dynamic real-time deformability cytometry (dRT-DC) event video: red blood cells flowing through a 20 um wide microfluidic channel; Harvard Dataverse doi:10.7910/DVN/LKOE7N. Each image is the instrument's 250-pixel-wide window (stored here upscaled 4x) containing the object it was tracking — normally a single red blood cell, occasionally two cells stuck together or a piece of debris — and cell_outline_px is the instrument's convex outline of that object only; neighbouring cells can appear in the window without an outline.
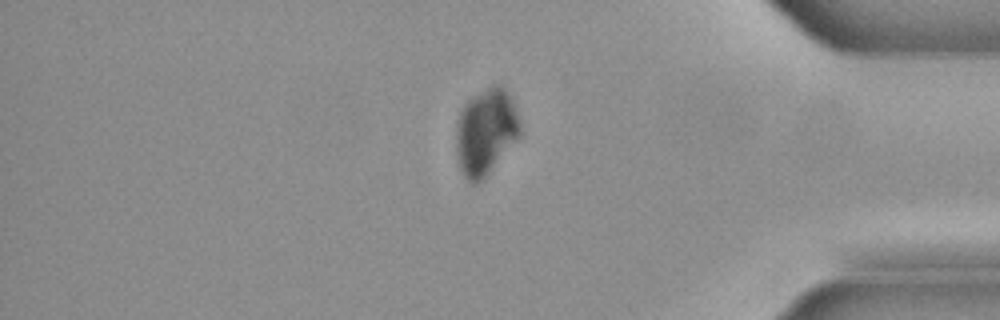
{"species": "common noctule bat (a hibernating species)", "species_latin": "Nyctalus noctula", "temperature_condition": "cold", "stored_images_in_passage": 47, "camera_frame_rate_fps": 3000, "um_per_image_px": 0.085, "animal": {"sex": "male", "body_mass_g": 21.5, "forearm_length_mm": 52.0}, "frame": {"image": 1, "passage_image": 40, "time_ms": 13.0, "image_size_px": [1000, 320], "cell_outline_px": [[520, 136], [488, 172], [476, 184], [472, 184], [464, 176], [460, 168], [456, 156], [456, 124], [460, 112], [464, 104], [468, 100], [492, 84], [500, 84], [512, 96], [516, 108], [520, 124]], "centroid_in_image_um": [41.28, 11.16], "position_along_channel_um": 393.9, "area_um2": 32.02}}
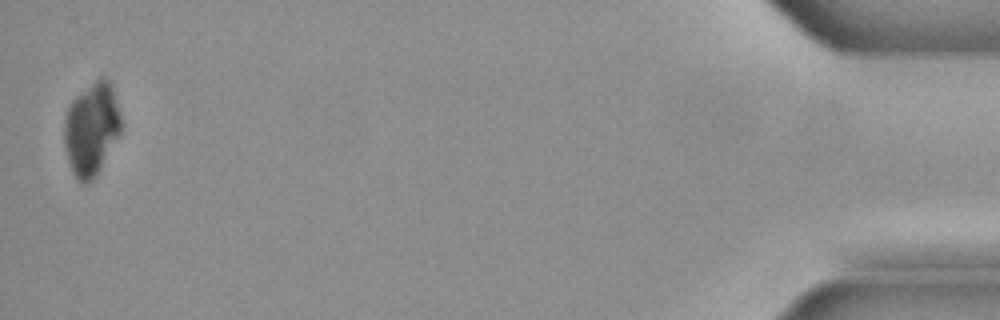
{"frame": {"image": 2, "passage_image": 47, "time_ms": 15.333, "image_size_px": [1000, 320], "cell_outline_px": [[120, 136], [96, 176], [88, 184], [84, 184], [76, 176], [68, 160], [64, 144], [64, 120], [68, 104], [76, 96], [100, 76], [104, 76], [112, 84], [120, 116]], "centroid_in_image_um": [7.78, 10.94], "position_along_channel_um": 427.4, "area_um2": 30.75}}